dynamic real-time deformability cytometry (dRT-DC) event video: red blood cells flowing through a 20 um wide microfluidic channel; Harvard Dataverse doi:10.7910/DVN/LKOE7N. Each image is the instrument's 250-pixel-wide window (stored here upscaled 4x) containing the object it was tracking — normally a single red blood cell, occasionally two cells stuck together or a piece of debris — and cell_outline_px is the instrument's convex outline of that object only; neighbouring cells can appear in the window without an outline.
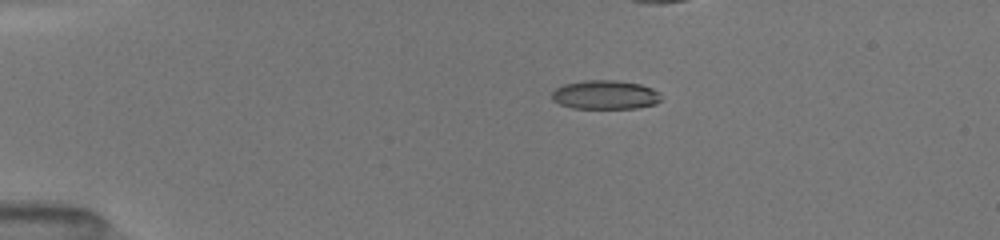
{"species": "common noctule bat (a hibernating species)", "species_latin": "Nyctalus noctula", "temperature_condition": "room temperature", "stored_images_in_passage": 40, "camera_frame_rate_fps": 3000, "um_per_image_px": 0.085, "animal": {"sex": "female", "body_mass_g": 19.5, "forearm_length_mm": 54.1}, "frame": {"image": 1, "passage_image": 1, "time_ms": 0.0, "image_size_px": [1000, 240], "cell_outline_px": [[660, 100], [656, 104], [636, 108], [572, 108], [560, 104], [552, 100], [552, 92], [556, 88], [564, 84], [584, 80], [616, 80], [640, 84], [652, 88], [660, 92]], "centroid_in_image_um": [51.44, 8.05], "position_along_channel_um": 33.6, "area_um2": 18.5}}
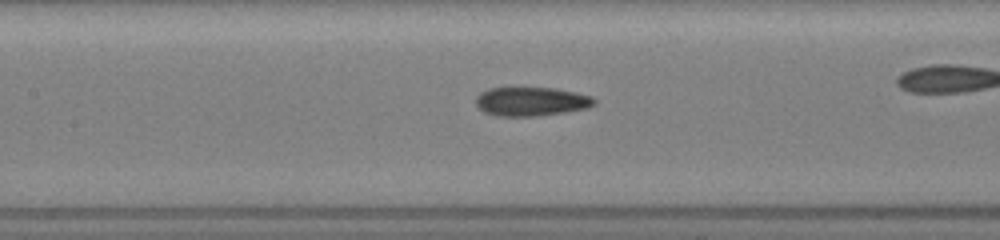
{"frame": {"image": 2, "passage_image": 19, "time_ms": 4.667, "image_size_px": [1000, 240], "cell_outline_px": [[596, 104], [588, 108], [564, 112], [536, 116], [496, 116], [484, 112], [476, 104], [476, 96], [480, 92], [488, 88], [556, 88], [576, 92], [592, 96], [596, 100]], "centroid_in_image_um": [45.17, 8.62], "position_along_channel_um": 162.2, "area_um2": 20.06}}
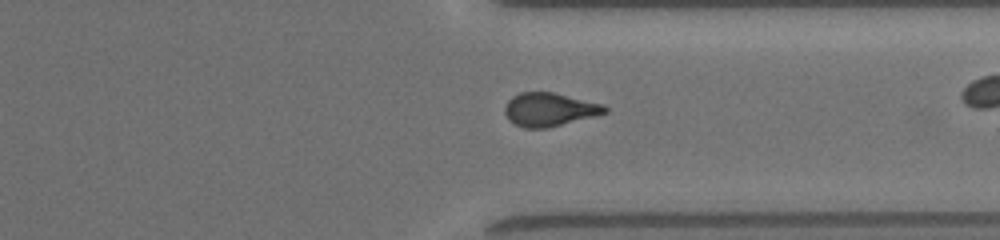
{"frame": {"image": 3, "passage_image": 38, "time_ms": 9.667, "image_size_px": [1000, 240], "cell_outline_px": [[608, 112], [596, 116], [544, 128], [524, 128], [508, 120], [504, 112], [504, 108], [508, 100], [512, 96], [520, 92], [552, 92], [604, 104], [608, 108]], "centroid_in_image_um": [46.7, 9.3], "position_along_channel_um": 364.7, "area_um2": 19.48}}